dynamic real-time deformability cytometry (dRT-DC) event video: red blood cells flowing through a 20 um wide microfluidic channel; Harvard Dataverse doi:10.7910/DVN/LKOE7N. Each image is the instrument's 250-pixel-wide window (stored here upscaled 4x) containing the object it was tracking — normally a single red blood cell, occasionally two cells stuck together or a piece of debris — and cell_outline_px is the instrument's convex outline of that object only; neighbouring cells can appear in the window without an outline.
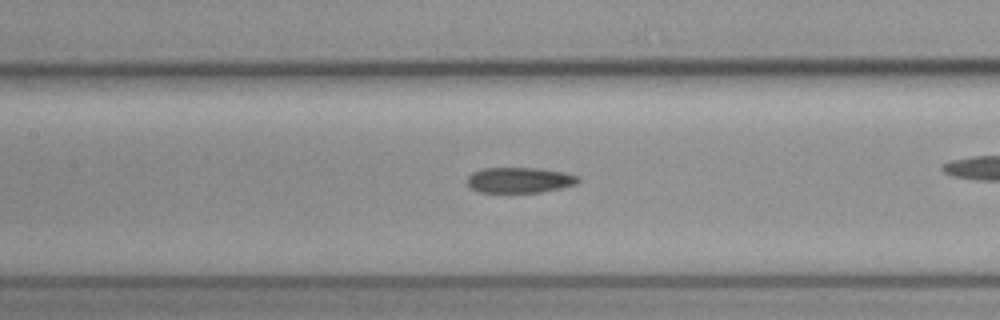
{"species": "common noctule bat (a hibernating species)", "species_latin": "Nyctalus noctula", "temperature_condition": "cold", "stored_images_in_passage": 46, "camera_frame_rate_fps": 3000, "um_per_image_px": 0.085, "animal": {"sex": "female", "body_mass_g": 19.3, "forearm_length_mm": 54.1}, "frame": {"image": 1, "passage_image": 27, "time_ms": 8.667, "image_size_px": [1000, 320], "cell_outline_px": [[576, 180], [564, 184], [524, 192], [496, 192], [480, 188], [472, 184], [472, 176], [480, 172], [548, 172], [568, 176]], "centroid_in_image_um": [44.05, 15.39], "position_along_channel_um": 163.3, "area_um2": 11.68}}
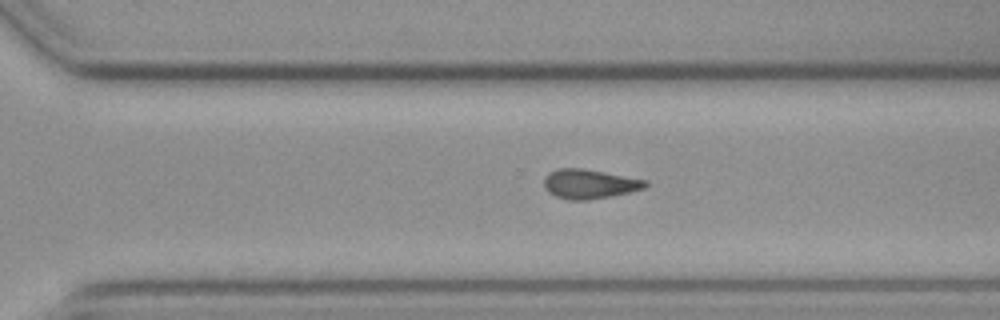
{"frame": {"image": 2, "passage_image": 40, "time_ms": 13.0, "image_size_px": [1000, 320], "cell_outline_px": [[644, 184], [636, 188], [620, 192], [596, 196], [564, 196], [552, 192], [548, 188], [548, 180], [556, 172], [592, 172], [640, 180]], "centroid_in_image_um": [50.12, 15.64], "position_along_channel_um": 320.5, "area_um2": 12.77}}